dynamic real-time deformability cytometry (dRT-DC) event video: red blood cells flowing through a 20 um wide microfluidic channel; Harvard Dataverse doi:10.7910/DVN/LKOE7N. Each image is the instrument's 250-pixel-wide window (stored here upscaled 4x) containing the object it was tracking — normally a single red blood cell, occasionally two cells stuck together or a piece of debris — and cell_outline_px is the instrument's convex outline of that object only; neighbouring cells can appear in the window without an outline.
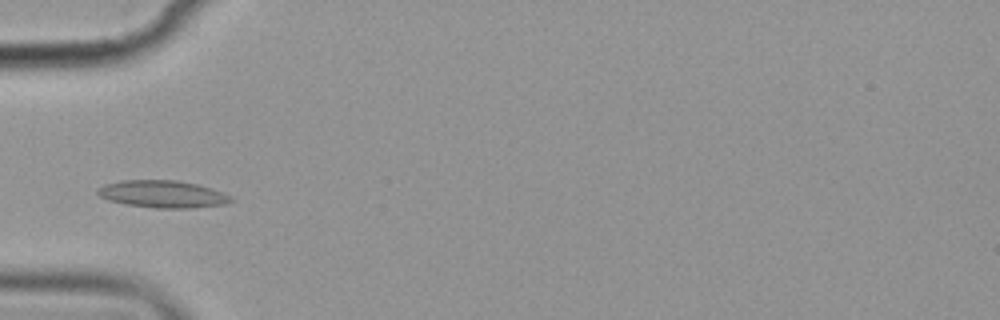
{"species": "common noctule bat (a hibernating species)", "species_latin": "Nyctalus noctula", "temperature_condition": "cold", "stored_images_in_passage": 5, "camera_frame_rate_fps": 3000, "um_per_image_px": 0.085, "animal": {"sex": "female", "body_mass_g": 19.9}, "frame": {"image": 1, "passage_image": 5, "time_ms": 4.667, "image_size_px": [1000, 320], "cell_outline_px": [[236, 200], [224, 204], [188, 208], [156, 208], [128, 204], [108, 200], [100, 196], [96, 192], [96, 188], [104, 184], [120, 180], [176, 180], [196, 184], [212, 188], [224, 192], [232, 196]], "centroid_in_image_um": [13.84, 16.49], "position_along_channel_um": 71.2, "area_um2": 21.27}}